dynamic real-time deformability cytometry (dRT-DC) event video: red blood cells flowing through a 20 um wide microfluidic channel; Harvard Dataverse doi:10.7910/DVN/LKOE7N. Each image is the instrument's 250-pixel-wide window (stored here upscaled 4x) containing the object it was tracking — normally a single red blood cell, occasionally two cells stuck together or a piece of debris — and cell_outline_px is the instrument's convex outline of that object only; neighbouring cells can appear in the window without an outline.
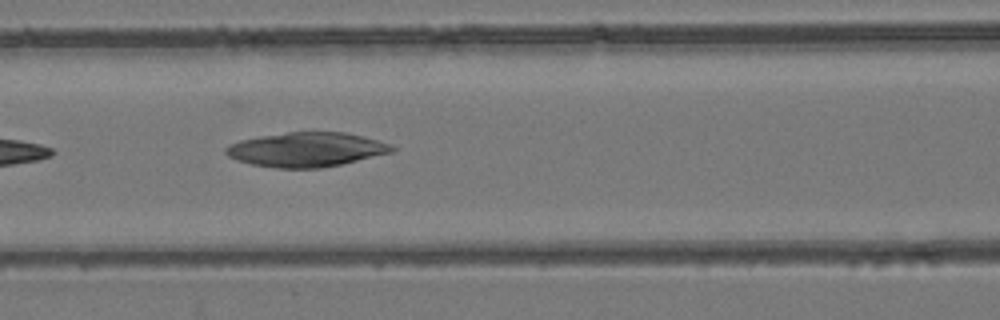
{"species": "common noctule bat (a hibernating species)", "species_latin": "Nyctalus noctula", "temperature_condition": "room temperature", "stored_images_in_passage": 8, "camera_frame_rate_fps": 3000, "um_per_image_px": 0.085, "animal": {"sex": "female", "body_mass_g": 24.6, "forearm_length_mm": 56.2}, "frame": {"image": 1, "passage_image": 8, "time_ms": 8.667, "image_size_px": [1000, 320], "cell_outline_px": [[396, 148], [392, 152], [340, 164], [320, 168], [276, 168], [252, 164], [236, 160], [228, 156], [224, 152], [224, 148], [228, 144], [240, 140], [260, 136], [288, 132], [344, 132], [364, 136], [388, 144]], "centroid_in_image_um": [25.98, 12.71], "position_along_channel_um": 140.6, "area_um2": 33.12}}